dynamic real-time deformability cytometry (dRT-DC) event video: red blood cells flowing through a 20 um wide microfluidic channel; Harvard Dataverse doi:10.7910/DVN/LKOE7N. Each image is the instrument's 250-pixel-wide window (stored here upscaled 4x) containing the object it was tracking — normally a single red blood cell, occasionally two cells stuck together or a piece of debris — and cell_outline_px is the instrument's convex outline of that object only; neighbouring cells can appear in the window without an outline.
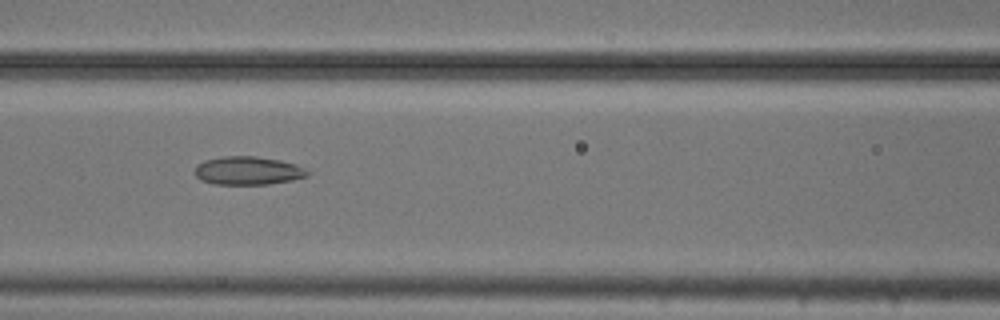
{"species": "common noctule bat (a hibernating species)", "species_latin": "Nyctalus noctula", "temperature_condition": "cold", "stored_images_in_passage": 39, "camera_frame_rate_fps": 3000, "um_per_image_px": 0.085, "animal": {"sex": "male", "body_mass_g": 20.5, "forearm_length_mm": 52.5}, "frame": {"image": 1, "passage_image": 8, "time_ms": 2.333, "image_size_px": [1000, 320], "cell_outline_px": [[312, 168], [308, 176], [292, 180], [268, 184], [216, 184], [200, 180], [196, 176], [196, 164], [204, 160], [224, 156], [256, 156], [280, 160]], "centroid_in_image_um": [21.14, 14.5], "position_along_channel_um": 145.5, "area_um2": 18.84}}
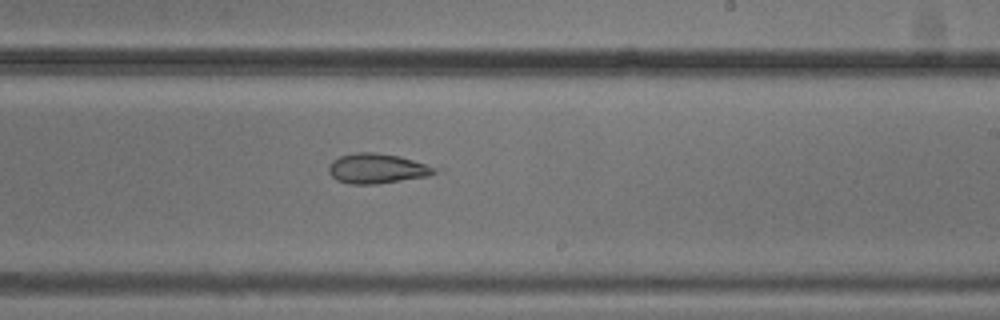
{"frame": {"image": 2, "passage_image": 17, "time_ms": 5.333, "image_size_px": [1000, 320], "cell_outline_px": [[436, 172], [428, 176], [376, 184], [348, 184], [336, 180], [328, 172], [328, 168], [332, 160], [340, 156], [356, 152], [376, 152], [396, 156], [412, 160], [436, 168]], "centroid_in_image_um": [31.97, 14.33], "position_along_channel_um": 257.0, "area_um2": 18.26}}
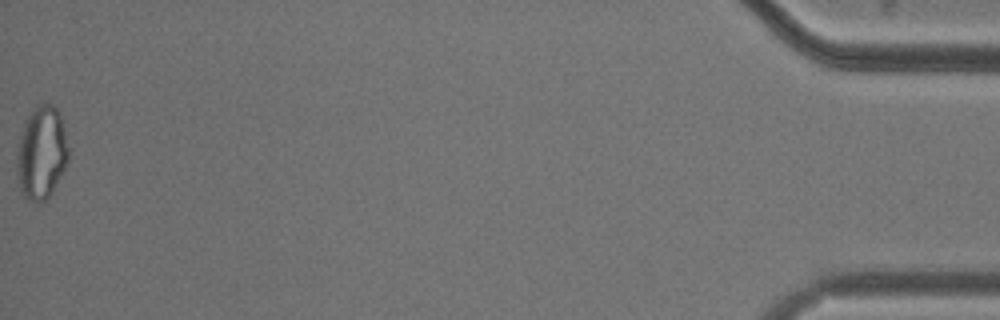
{"frame": {"image": 3, "passage_image": 39, "time_ms": 12.667, "image_size_px": [1000, 320], "cell_outline_px": [[72, 148], [68, 160], [64, 168], [48, 196], [40, 204], [36, 204], [28, 200], [24, 196], [20, 188], [16, 168], [16, 144], [24, 124], [28, 116], [36, 104], [52, 104], [60, 112]], "centroid_in_image_um": [3.54, 12.95], "position_along_channel_um": 431.7, "area_um2": 28.67}, "authors_computed_cell_mechanics": {"area_um2": 19.4208, "velocity_mm_per_s": 3.7198, "shape_relaxation_time_tau1_ms": null, "shape_relaxation_time_tau2_ms": 1.2912, "deformation_change_tau1": null, "deformation_change_tau2": 0.0657}}